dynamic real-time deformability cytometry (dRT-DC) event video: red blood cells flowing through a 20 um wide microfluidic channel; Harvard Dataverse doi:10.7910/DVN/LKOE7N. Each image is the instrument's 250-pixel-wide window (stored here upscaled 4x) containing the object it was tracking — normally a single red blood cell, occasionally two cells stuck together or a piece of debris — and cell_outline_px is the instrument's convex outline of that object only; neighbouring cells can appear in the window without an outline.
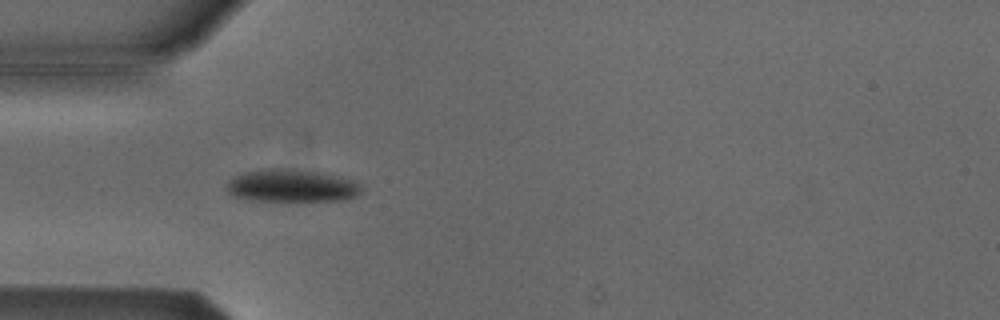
{"species": "Egyptian fruit bat (a non-hibernating species)", "species_latin": "Rousettus aegyptiacus", "temperature_condition": "cold", "stored_images_in_passage": 28, "camera_frame_rate_fps": 3000, "um_per_image_px": 0.085, "animal": {"sex": "male"}, "frame": {"image": 1, "passage_image": 6, "time_ms": 1.667, "image_size_px": [1000, 320], "cell_outline_px": [[360, 192], [356, 196], [348, 200], [252, 200], [232, 196], [228, 192], [228, 184], [236, 176], [244, 172], [272, 168], [280, 168], [316, 172], [336, 176], [352, 180], [360, 184]], "centroid_in_image_um": [24.8, 15.79], "position_along_channel_um": 60.2, "area_um2": 24.97}}
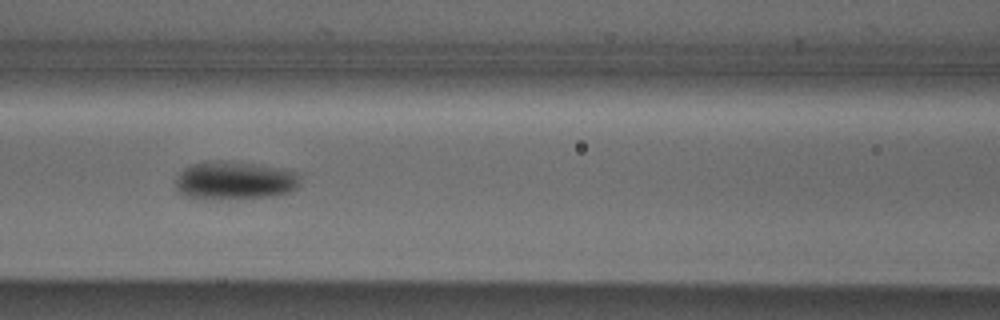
{"frame": {"image": 2, "passage_image": 13, "time_ms": 4.0, "image_size_px": [1000, 320], "cell_outline_px": [[300, 184], [292, 192], [272, 196], [236, 200], [220, 200], [184, 196], [176, 188], [176, 180], [180, 172], [184, 168], [192, 164], [204, 160], [252, 164], [300, 172]], "centroid_in_image_um": [19.96, 15.37], "position_along_channel_um": 146.6, "area_um2": 28.03}}
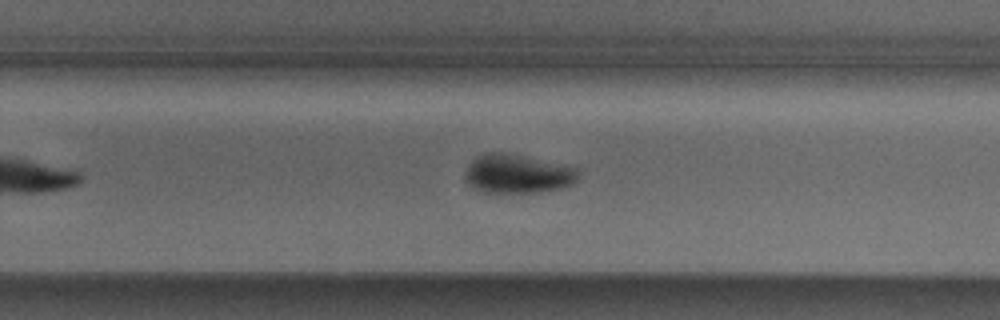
{"frame": {"image": 3, "passage_image": 24, "time_ms": 7.667, "image_size_px": [1000, 320], "cell_outline_px": [[580, 176], [572, 184], [560, 188], [540, 192], [484, 192], [472, 188], [464, 180], [464, 172], [468, 164], [476, 156], [484, 152], [508, 152], [576, 168], [580, 172]], "centroid_in_image_um": [43.93, 14.76], "position_along_channel_um": 285.9, "area_um2": 25.89}}